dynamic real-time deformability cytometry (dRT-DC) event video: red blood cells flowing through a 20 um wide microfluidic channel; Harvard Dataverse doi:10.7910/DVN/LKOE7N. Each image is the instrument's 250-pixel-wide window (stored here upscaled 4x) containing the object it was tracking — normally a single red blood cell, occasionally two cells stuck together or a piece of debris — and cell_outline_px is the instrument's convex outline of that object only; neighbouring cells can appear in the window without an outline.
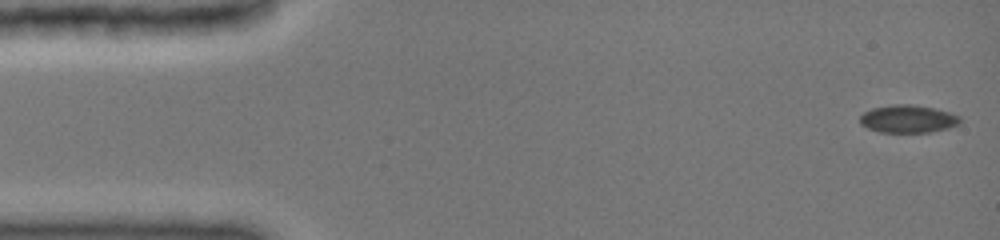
{"species": "common noctule bat (a hibernating species)", "species_latin": "Nyctalus noctula", "temperature_condition": "cold", "stored_images_in_passage": 22, "camera_frame_rate_fps": 3000, "um_per_image_px": 0.085, "animal": {"sex": "female", "body_mass_g": 19.0, "forearm_length_mm": 51.5}, "frame": {"image": 1, "passage_image": 1, "time_ms": 0.0, "image_size_px": [1000, 240], "cell_outline_px": [[960, 124], [948, 128], [932, 132], [880, 132], [868, 128], [860, 124], [860, 116], [864, 112], [872, 108], [892, 104], [912, 104], [936, 108], [960, 116]], "centroid_in_image_um": [77.18, 10.1], "position_along_channel_um": 7.8, "area_um2": 16.3}}
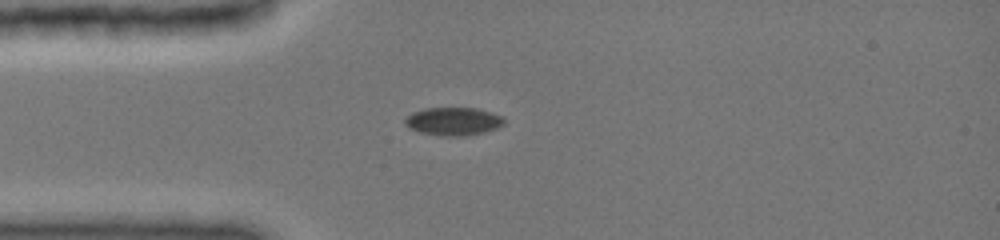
{"frame": {"image": 2, "passage_image": 15, "time_ms": 3.667, "image_size_px": [1000, 240], "cell_outline_px": [[504, 124], [496, 128], [484, 132], [460, 136], [440, 136], [420, 132], [408, 128], [404, 124], [404, 120], [412, 112], [424, 108], [476, 108], [504, 116]], "centroid_in_image_um": [38.51, 10.31], "position_along_channel_um": 46.5, "area_um2": 16.24}}
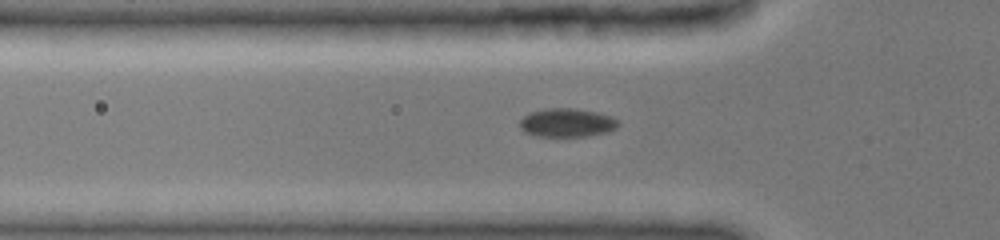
{"frame": {"image": 3, "passage_image": 19, "time_ms": 4.667, "image_size_px": [1000, 240], "cell_outline_px": [[620, 124], [616, 128], [608, 132], [588, 136], [536, 136], [524, 132], [520, 128], [520, 120], [528, 112], [544, 108], [576, 108], [596, 112], [612, 116]], "centroid_in_image_um": [48.17, 10.42], "position_along_channel_um": 77.6, "area_um2": 16.59}}